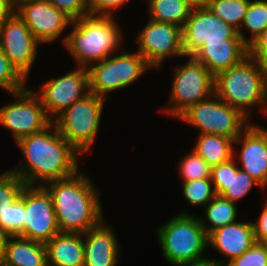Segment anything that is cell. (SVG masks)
Returning a JSON list of instances; mask_svg holds the SVG:
<instances>
[{
	"label": "cell",
	"instance_id": "obj_1",
	"mask_svg": "<svg viewBox=\"0 0 267 266\" xmlns=\"http://www.w3.org/2000/svg\"><path fill=\"white\" fill-rule=\"evenodd\" d=\"M16 144L25 162L10 171L28 186H44L79 170L78 159L82 155L59 134L54 122L42 131L20 138Z\"/></svg>",
	"mask_w": 267,
	"mask_h": 266
},
{
	"label": "cell",
	"instance_id": "obj_2",
	"mask_svg": "<svg viewBox=\"0 0 267 266\" xmlns=\"http://www.w3.org/2000/svg\"><path fill=\"white\" fill-rule=\"evenodd\" d=\"M85 175L78 170L44 185L52 197L60 233L84 234L104 220L99 191Z\"/></svg>",
	"mask_w": 267,
	"mask_h": 266
},
{
	"label": "cell",
	"instance_id": "obj_3",
	"mask_svg": "<svg viewBox=\"0 0 267 266\" xmlns=\"http://www.w3.org/2000/svg\"><path fill=\"white\" fill-rule=\"evenodd\" d=\"M114 18L89 14L72 21V31L61 42L76 66L88 69L119 51L123 34Z\"/></svg>",
	"mask_w": 267,
	"mask_h": 266
},
{
	"label": "cell",
	"instance_id": "obj_4",
	"mask_svg": "<svg viewBox=\"0 0 267 266\" xmlns=\"http://www.w3.org/2000/svg\"><path fill=\"white\" fill-rule=\"evenodd\" d=\"M214 94L248 119L249 108L258 105L267 116V80L257 59L249 55L214 76Z\"/></svg>",
	"mask_w": 267,
	"mask_h": 266
},
{
	"label": "cell",
	"instance_id": "obj_5",
	"mask_svg": "<svg viewBox=\"0 0 267 266\" xmlns=\"http://www.w3.org/2000/svg\"><path fill=\"white\" fill-rule=\"evenodd\" d=\"M156 235L163 258L172 266H185L209 259L203 256L208 248V234L198 216L187 210L183 209L160 225Z\"/></svg>",
	"mask_w": 267,
	"mask_h": 266
},
{
	"label": "cell",
	"instance_id": "obj_6",
	"mask_svg": "<svg viewBox=\"0 0 267 266\" xmlns=\"http://www.w3.org/2000/svg\"><path fill=\"white\" fill-rule=\"evenodd\" d=\"M105 98L89 93L53 122L59 134L81 155L89 152L99 131Z\"/></svg>",
	"mask_w": 267,
	"mask_h": 266
},
{
	"label": "cell",
	"instance_id": "obj_7",
	"mask_svg": "<svg viewBox=\"0 0 267 266\" xmlns=\"http://www.w3.org/2000/svg\"><path fill=\"white\" fill-rule=\"evenodd\" d=\"M200 130V134H215L235 140L251 123L238 109L213 94L190 106L177 120Z\"/></svg>",
	"mask_w": 267,
	"mask_h": 266
},
{
	"label": "cell",
	"instance_id": "obj_8",
	"mask_svg": "<svg viewBox=\"0 0 267 266\" xmlns=\"http://www.w3.org/2000/svg\"><path fill=\"white\" fill-rule=\"evenodd\" d=\"M187 59L184 65L174 69L169 105L163 110L160 109L163 114L176 119L190 106L214 94V76L192 56H188Z\"/></svg>",
	"mask_w": 267,
	"mask_h": 266
},
{
	"label": "cell",
	"instance_id": "obj_9",
	"mask_svg": "<svg viewBox=\"0 0 267 266\" xmlns=\"http://www.w3.org/2000/svg\"><path fill=\"white\" fill-rule=\"evenodd\" d=\"M150 68L137 51L110 55L87 69L89 90L106 99L109 93L128 87Z\"/></svg>",
	"mask_w": 267,
	"mask_h": 266
},
{
	"label": "cell",
	"instance_id": "obj_10",
	"mask_svg": "<svg viewBox=\"0 0 267 266\" xmlns=\"http://www.w3.org/2000/svg\"><path fill=\"white\" fill-rule=\"evenodd\" d=\"M11 96L16 101L0 108V125L13 134L15 143L22 137L44 130L53 122L33 89L25 88Z\"/></svg>",
	"mask_w": 267,
	"mask_h": 266
},
{
	"label": "cell",
	"instance_id": "obj_11",
	"mask_svg": "<svg viewBox=\"0 0 267 266\" xmlns=\"http://www.w3.org/2000/svg\"><path fill=\"white\" fill-rule=\"evenodd\" d=\"M20 199L25 205V222L17 236L46 244L60 233L52 197L44 186L26 185Z\"/></svg>",
	"mask_w": 267,
	"mask_h": 266
},
{
	"label": "cell",
	"instance_id": "obj_12",
	"mask_svg": "<svg viewBox=\"0 0 267 266\" xmlns=\"http://www.w3.org/2000/svg\"><path fill=\"white\" fill-rule=\"evenodd\" d=\"M137 35L136 51L144 57L153 70L161 69L167 57L185 58L182 27L149 19Z\"/></svg>",
	"mask_w": 267,
	"mask_h": 266
},
{
	"label": "cell",
	"instance_id": "obj_13",
	"mask_svg": "<svg viewBox=\"0 0 267 266\" xmlns=\"http://www.w3.org/2000/svg\"><path fill=\"white\" fill-rule=\"evenodd\" d=\"M36 92L48 117L54 121L74 102L83 99L90 93L89 73L84 67L44 82Z\"/></svg>",
	"mask_w": 267,
	"mask_h": 266
},
{
	"label": "cell",
	"instance_id": "obj_14",
	"mask_svg": "<svg viewBox=\"0 0 267 266\" xmlns=\"http://www.w3.org/2000/svg\"><path fill=\"white\" fill-rule=\"evenodd\" d=\"M185 57L192 56L204 43L241 39L238 30L214 15L206 6H194L182 27Z\"/></svg>",
	"mask_w": 267,
	"mask_h": 266
},
{
	"label": "cell",
	"instance_id": "obj_15",
	"mask_svg": "<svg viewBox=\"0 0 267 266\" xmlns=\"http://www.w3.org/2000/svg\"><path fill=\"white\" fill-rule=\"evenodd\" d=\"M16 14L25 22L40 44H50L60 38L73 21L46 0L17 3Z\"/></svg>",
	"mask_w": 267,
	"mask_h": 266
},
{
	"label": "cell",
	"instance_id": "obj_16",
	"mask_svg": "<svg viewBox=\"0 0 267 266\" xmlns=\"http://www.w3.org/2000/svg\"><path fill=\"white\" fill-rule=\"evenodd\" d=\"M39 45L28 26L17 14L0 30L1 50L26 80L37 59Z\"/></svg>",
	"mask_w": 267,
	"mask_h": 266
},
{
	"label": "cell",
	"instance_id": "obj_17",
	"mask_svg": "<svg viewBox=\"0 0 267 266\" xmlns=\"http://www.w3.org/2000/svg\"><path fill=\"white\" fill-rule=\"evenodd\" d=\"M240 144L238 153L233 149L234 160H239L241 170L248 173L265 190L267 188V129L250 123L234 140ZM236 154H238V159Z\"/></svg>",
	"mask_w": 267,
	"mask_h": 266
},
{
	"label": "cell",
	"instance_id": "obj_18",
	"mask_svg": "<svg viewBox=\"0 0 267 266\" xmlns=\"http://www.w3.org/2000/svg\"><path fill=\"white\" fill-rule=\"evenodd\" d=\"M256 243L252 221H235L208 234V248L216 249L222 259H209L225 266ZM226 258V259H224ZM226 260V261H225Z\"/></svg>",
	"mask_w": 267,
	"mask_h": 266
},
{
	"label": "cell",
	"instance_id": "obj_19",
	"mask_svg": "<svg viewBox=\"0 0 267 266\" xmlns=\"http://www.w3.org/2000/svg\"><path fill=\"white\" fill-rule=\"evenodd\" d=\"M103 220L83 234L84 266H117L120 246L112 226Z\"/></svg>",
	"mask_w": 267,
	"mask_h": 266
},
{
	"label": "cell",
	"instance_id": "obj_20",
	"mask_svg": "<svg viewBox=\"0 0 267 266\" xmlns=\"http://www.w3.org/2000/svg\"><path fill=\"white\" fill-rule=\"evenodd\" d=\"M248 56V45L242 39L204 43L192 57L201 62L215 76L231 68Z\"/></svg>",
	"mask_w": 267,
	"mask_h": 266
},
{
	"label": "cell",
	"instance_id": "obj_21",
	"mask_svg": "<svg viewBox=\"0 0 267 266\" xmlns=\"http://www.w3.org/2000/svg\"><path fill=\"white\" fill-rule=\"evenodd\" d=\"M45 245L47 266H84L83 234L58 233Z\"/></svg>",
	"mask_w": 267,
	"mask_h": 266
},
{
	"label": "cell",
	"instance_id": "obj_22",
	"mask_svg": "<svg viewBox=\"0 0 267 266\" xmlns=\"http://www.w3.org/2000/svg\"><path fill=\"white\" fill-rule=\"evenodd\" d=\"M1 266H47L46 245L20 236H11Z\"/></svg>",
	"mask_w": 267,
	"mask_h": 266
},
{
	"label": "cell",
	"instance_id": "obj_23",
	"mask_svg": "<svg viewBox=\"0 0 267 266\" xmlns=\"http://www.w3.org/2000/svg\"><path fill=\"white\" fill-rule=\"evenodd\" d=\"M197 138L192 150L211 167L233 158V139L215 134H199Z\"/></svg>",
	"mask_w": 267,
	"mask_h": 266
},
{
	"label": "cell",
	"instance_id": "obj_24",
	"mask_svg": "<svg viewBox=\"0 0 267 266\" xmlns=\"http://www.w3.org/2000/svg\"><path fill=\"white\" fill-rule=\"evenodd\" d=\"M147 4L149 19L179 27L184 26L194 8L188 0H148Z\"/></svg>",
	"mask_w": 267,
	"mask_h": 266
},
{
	"label": "cell",
	"instance_id": "obj_25",
	"mask_svg": "<svg viewBox=\"0 0 267 266\" xmlns=\"http://www.w3.org/2000/svg\"><path fill=\"white\" fill-rule=\"evenodd\" d=\"M204 217L198 216L207 234L227 224L237 221L238 207L235 202L216 195L204 209ZM209 225V226H208Z\"/></svg>",
	"mask_w": 267,
	"mask_h": 266
},
{
	"label": "cell",
	"instance_id": "obj_26",
	"mask_svg": "<svg viewBox=\"0 0 267 266\" xmlns=\"http://www.w3.org/2000/svg\"><path fill=\"white\" fill-rule=\"evenodd\" d=\"M243 28L250 32L248 38L243 33ZM267 28V0H251L244 20L238 30V35L249 45Z\"/></svg>",
	"mask_w": 267,
	"mask_h": 266
},
{
	"label": "cell",
	"instance_id": "obj_27",
	"mask_svg": "<svg viewBox=\"0 0 267 266\" xmlns=\"http://www.w3.org/2000/svg\"><path fill=\"white\" fill-rule=\"evenodd\" d=\"M250 2L251 0H209L205 6L214 15L239 30Z\"/></svg>",
	"mask_w": 267,
	"mask_h": 266
},
{
	"label": "cell",
	"instance_id": "obj_28",
	"mask_svg": "<svg viewBox=\"0 0 267 266\" xmlns=\"http://www.w3.org/2000/svg\"><path fill=\"white\" fill-rule=\"evenodd\" d=\"M238 162L231 159V180L228 185V188L221 194L225 199L235 202L236 204L240 199L245 198L247 194L252 190L253 186H257L263 189L260 184L254 180L248 173L241 170L238 167Z\"/></svg>",
	"mask_w": 267,
	"mask_h": 266
},
{
	"label": "cell",
	"instance_id": "obj_29",
	"mask_svg": "<svg viewBox=\"0 0 267 266\" xmlns=\"http://www.w3.org/2000/svg\"><path fill=\"white\" fill-rule=\"evenodd\" d=\"M182 193L191 206H206L215 196L211 178L182 182Z\"/></svg>",
	"mask_w": 267,
	"mask_h": 266
},
{
	"label": "cell",
	"instance_id": "obj_30",
	"mask_svg": "<svg viewBox=\"0 0 267 266\" xmlns=\"http://www.w3.org/2000/svg\"><path fill=\"white\" fill-rule=\"evenodd\" d=\"M26 183L10 170L0 174V216L21 196Z\"/></svg>",
	"mask_w": 267,
	"mask_h": 266
},
{
	"label": "cell",
	"instance_id": "obj_31",
	"mask_svg": "<svg viewBox=\"0 0 267 266\" xmlns=\"http://www.w3.org/2000/svg\"><path fill=\"white\" fill-rule=\"evenodd\" d=\"M188 154V155H187ZM178 165L183 182L211 177V166L195 151L187 153Z\"/></svg>",
	"mask_w": 267,
	"mask_h": 266
},
{
	"label": "cell",
	"instance_id": "obj_32",
	"mask_svg": "<svg viewBox=\"0 0 267 266\" xmlns=\"http://www.w3.org/2000/svg\"><path fill=\"white\" fill-rule=\"evenodd\" d=\"M26 81L0 48V88L11 94L25 89Z\"/></svg>",
	"mask_w": 267,
	"mask_h": 266
},
{
	"label": "cell",
	"instance_id": "obj_33",
	"mask_svg": "<svg viewBox=\"0 0 267 266\" xmlns=\"http://www.w3.org/2000/svg\"><path fill=\"white\" fill-rule=\"evenodd\" d=\"M25 205L19 198L0 216V227L11 236H17L24 228Z\"/></svg>",
	"mask_w": 267,
	"mask_h": 266
},
{
	"label": "cell",
	"instance_id": "obj_34",
	"mask_svg": "<svg viewBox=\"0 0 267 266\" xmlns=\"http://www.w3.org/2000/svg\"><path fill=\"white\" fill-rule=\"evenodd\" d=\"M225 266H267V247L256 242L239 257L232 259Z\"/></svg>",
	"mask_w": 267,
	"mask_h": 266
},
{
	"label": "cell",
	"instance_id": "obj_35",
	"mask_svg": "<svg viewBox=\"0 0 267 266\" xmlns=\"http://www.w3.org/2000/svg\"><path fill=\"white\" fill-rule=\"evenodd\" d=\"M73 21L89 15L88 0H46Z\"/></svg>",
	"mask_w": 267,
	"mask_h": 266
},
{
	"label": "cell",
	"instance_id": "obj_36",
	"mask_svg": "<svg viewBox=\"0 0 267 266\" xmlns=\"http://www.w3.org/2000/svg\"><path fill=\"white\" fill-rule=\"evenodd\" d=\"M211 181L216 195H221L231 180V160L211 167Z\"/></svg>",
	"mask_w": 267,
	"mask_h": 266
},
{
	"label": "cell",
	"instance_id": "obj_37",
	"mask_svg": "<svg viewBox=\"0 0 267 266\" xmlns=\"http://www.w3.org/2000/svg\"><path fill=\"white\" fill-rule=\"evenodd\" d=\"M129 0H88V9L91 15L114 16Z\"/></svg>",
	"mask_w": 267,
	"mask_h": 266
},
{
	"label": "cell",
	"instance_id": "obj_38",
	"mask_svg": "<svg viewBox=\"0 0 267 266\" xmlns=\"http://www.w3.org/2000/svg\"><path fill=\"white\" fill-rule=\"evenodd\" d=\"M252 224L256 242L263 243L267 239V199L258 220Z\"/></svg>",
	"mask_w": 267,
	"mask_h": 266
},
{
	"label": "cell",
	"instance_id": "obj_39",
	"mask_svg": "<svg viewBox=\"0 0 267 266\" xmlns=\"http://www.w3.org/2000/svg\"><path fill=\"white\" fill-rule=\"evenodd\" d=\"M267 50V28L248 45V55L258 59Z\"/></svg>",
	"mask_w": 267,
	"mask_h": 266
},
{
	"label": "cell",
	"instance_id": "obj_40",
	"mask_svg": "<svg viewBox=\"0 0 267 266\" xmlns=\"http://www.w3.org/2000/svg\"><path fill=\"white\" fill-rule=\"evenodd\" d=\"M16 14L14 0H0V30Z\"/></svg>",
	"mask_w": 267,
	"mask_h": 266
},
{
	"label": "cell",
	"instance_id": "obj_41",
	"mask_svg": "<svg viewBox=\"0 0 267 266\" xmlns=\"http://www.w3.org/2000/svg\"><path fill=\"white\" fill-rule=\"evenodd\" d=\"M11 235L0 227V266L5 256L7 243Z\"/></svg>",
	"mask_w": 267,
	"mask_h": 266
},
{
	"label": "cell",
	"instance_id": "obj_42",
	"mask_svg": "<svg viewBox=\"0 0 267 266\" xmlns=\"http://www.w3.org/2000/svg\"><path fill=\"white\" fill-rule=\"evenodd\" d=\"M257 61L267 80V50L257 59Z\"/></svg>",
	"mask_w": 267,
	"mask_h": 266
},
{
	"label": "cell",
	"instance_id": "obj_43",
	"mask_svg": "<svg viewBox=\"0 0 267 266\" xmlns=\"http://www.w3.org/2000/svg\"><path fill=\"white\" fill-rule=\"evenodd\" d=\"M185 266H223V265H220L219 263H217L215 261L207 259V260L202 261L200 263H194V264L185 265Z\"/></svg>",
	"mask_w": 267,
	"mask_h": 266
},
{
	"label": "cell",
	"instance_id": "obj_44",
	"mask_svg": "<svg viewBox=\"0 0 267 266\" xmlns=\"http://www.w3.org/2000/svg\"><path fill=\"white\" fill-rule=\"evenodd\" d=\"M194 6H205L209 0H188Z\"/></svg>",
	"mask_w": 267,
	"mask_h": 266
},
{
	"label": "cell",
	"instance_id": "obj_45",
	"mask_svg": "<svg viewBox=\"0 0 267 266\" xmlns=\"http://www.w3.org/2000/svg\"><path fill=\"white\" fill-rule=\"evenodd\" d=\"M23 1H27V0H14L15 4L23 2Z\"/></svg>",
	"mask_w": 267,
	"mask_h": 266
},
{
	"label": "cell",
	"instance_id": "obj_46",
	"mask_svg": "<svg viewBox=\"0 0 267 266\" xmlns=\"http://www.w3.org/2000/svg\"><path fill=\"white\" fill-rule=\"evenodd\" d=\"M263 244L267 247V239L263 242Z\"/></svg>",
	"mask_w": 267,
	"mask_h": 266
}]
</instances>
